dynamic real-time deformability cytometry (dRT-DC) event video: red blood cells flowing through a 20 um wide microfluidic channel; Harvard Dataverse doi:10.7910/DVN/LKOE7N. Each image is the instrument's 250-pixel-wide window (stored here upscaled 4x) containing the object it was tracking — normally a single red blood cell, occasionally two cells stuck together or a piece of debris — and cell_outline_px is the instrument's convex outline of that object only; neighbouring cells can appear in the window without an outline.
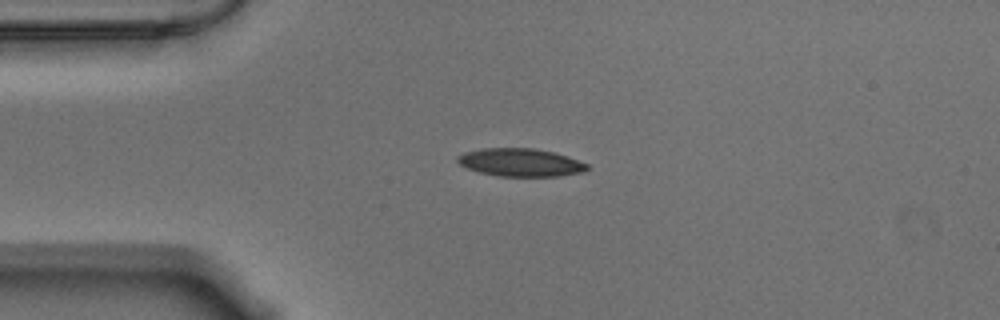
{"species": "Egyptian fruit bat (a non-hibernating species)", "species_latin": "Rousettus aegyptiacus", "temperature_condition": "warm", "stored_images_in_passage": 44, "camera_frame_rate_fps": 3000, "um_per_image_px": 0.085, "animal": {"sex": "male"}, "frame": {"image": 1, "passage_image": 1, "time_ms": 0.0, "image_size_px": [1000, 320], "cell_outline_px": [[588, 168], [584, 172], [560, 176], [500, 176], [480, 172], [468, 168], [460, 164], [456, 160], [456, 156], [464, 152], [480, 148], [536, 148], [568, 156], [588, 164]], "centroid_in_image_um": [44.24, 13.8], "position_along_channel_um": 40.8, "area_um2": 21.15}}
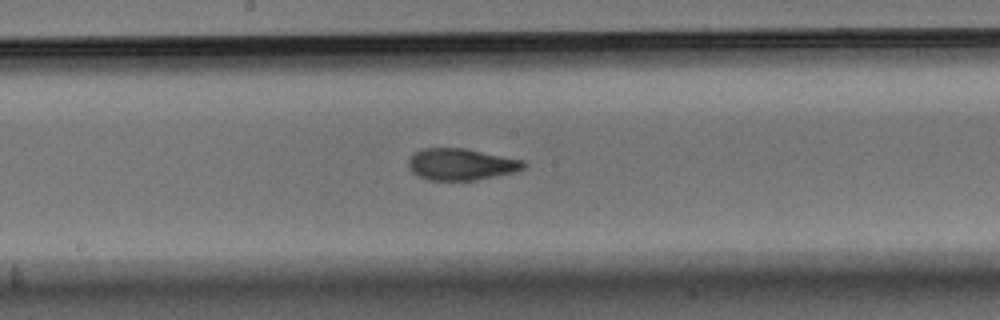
{"frame": {"image": 2, "passage_image": 17, "time_ms": 5.333, "image_size_px": [1000, 320], "cell_outline_px": [[528, 164], [524, 168], [516, 172], [476, 180], [428, 180], [412, 172], [408, 164], [408, 160], [420, 148], [464, 148], [524, 160]], "centroid_in_image_um": [39.23, 13.96], "position_along_channel_um": 209.0, "area_um2": 21.27}}
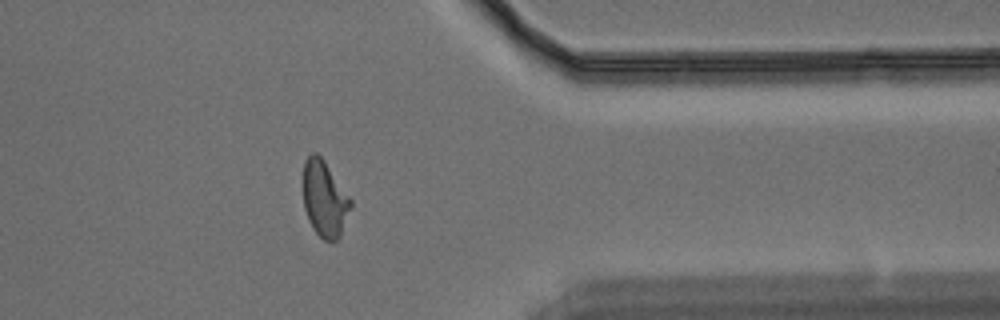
{"frame": {"image": 3, "passage_image": 33, "time_ms": 10.667, "image_size_px": [1000, 320], "cell_outline_px": [[352, 208], [340, 236], [336, 240], [324, 240], [312, 228], [308, 220], [304, 208], [304, 160], [312, 152], [316, 152], [324, 160], [352, 200]], "centroid_in_image_um": [27.6, 16.91], "position_along_channel_um": 383.8, "area_um2": 21.04}, "authors_computed_cell_mechanics": {"area_um2": 21.1548, "velocity_mm_per_s": 3.5451, "shape_relaxation_time_tau1_ms": 6.5383, "shape_relaxation_time_tau2_ms": 1.7136, "deformation_change_tau1": 0.2257, "deformation_change_tau2": 0.0862}}